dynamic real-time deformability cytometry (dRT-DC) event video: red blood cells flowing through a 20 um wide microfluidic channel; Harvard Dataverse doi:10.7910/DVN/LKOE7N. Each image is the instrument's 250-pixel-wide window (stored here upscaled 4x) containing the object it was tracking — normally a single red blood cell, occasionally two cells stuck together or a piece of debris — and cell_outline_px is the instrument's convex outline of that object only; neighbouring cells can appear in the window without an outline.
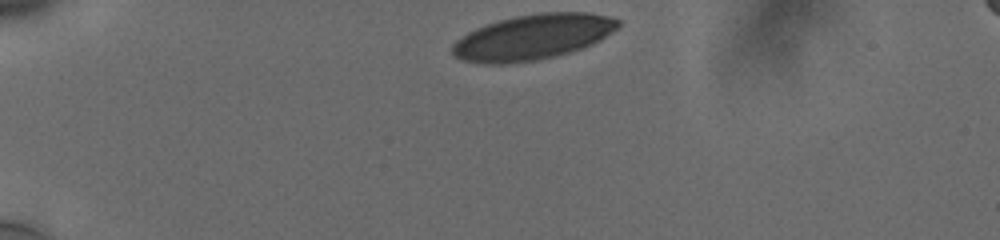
{"species": "human", "species_latin": "Homo sapiens", "temperature_condition": "cold", "stored_images_in_passage": 36, "camera_frame_rate_fps": 3000, "um_per_image_px": 0.085, "donor": {"sex": "male"}, "frame": {"image": 1, "passage_image": 1, "time_ms": 0.0, "image_size_px": [1000, 240], "cell_outline_px": [[620, 24], [612, 32], [600, 40], [592, 44], [568, 52], [536, 60], [504, 64], [480, 64], [464, 60], [456, 56], [452, 52], [452, 44], [460, 36], [484, 24], [516, 16], [540, 12], [588, 12], [608, 16], [620, 20]], "centroid_in_image_um": [45.26, 3.14], "position_along_channel_um": 39.7, "area_um2": 43.64}}
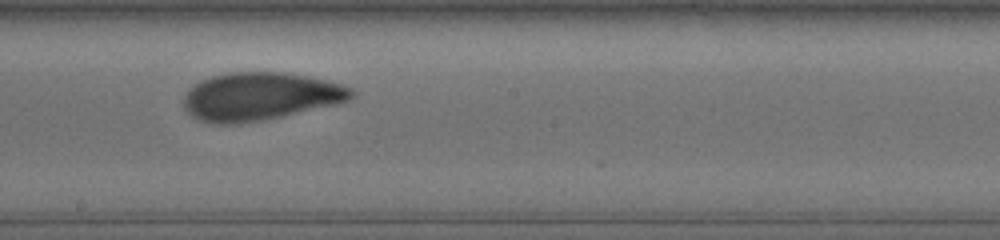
{"frame": {"image": 2, "passage_image": 21, "time_ms": 6.667, "image_size_px": [1000, 240], "cell_outline_px": [[356, 96], [348, 100], [336, 104], [264, 120], [240, 124], [216, 124], [200, 120], [192, 116], [184, 108], [184, 96], [188, 88], [212, 76], [228, 72], [284, 72], [308, 76], [328, 80], [352, 88], [356, 92]], "centroid_in_image_um": [22.13, 8.19], "position_along_channel_um": 226.1, "area_um2": 46.99}}
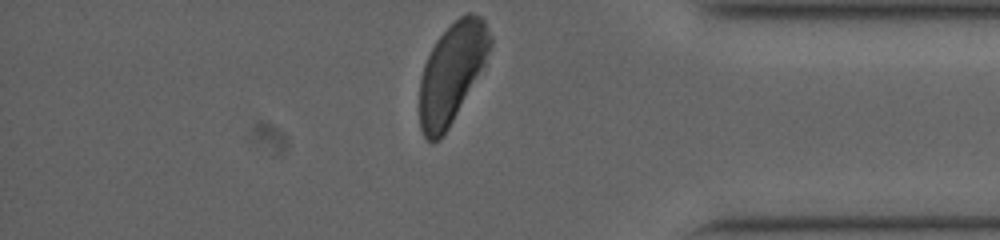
{"frame": {"image": 3, "passage_image": 36, "time_ms": 11.667, "image_size_px": [1000, 240], "cell_outline_px": [[492, 44], [480, 68], [448, 128], [440, 140], [432, 144], [424, 136], [420, 128], [420, 76], [424, 64], [436, 40], [460, 16], [468, 12], [472, 12], [480, 16], [484, 20], [492, 36]], "centroid_in_image_um": [38.37, 6.18], "position_along_channel_um": 396.8, "area_um2": 39.88}, "authors_computed_cell_mechanics": {"area_um2": 45.9221, "velocity_mm_per_s": 3.7237, "shape_relaxation_time_tau1_ms": 3.3707, "shape_relaxation_time_tau2_ms": 1.0599, "deformation_change_tau1": 0.144, "deformation_change_tau2": 0.0618}}